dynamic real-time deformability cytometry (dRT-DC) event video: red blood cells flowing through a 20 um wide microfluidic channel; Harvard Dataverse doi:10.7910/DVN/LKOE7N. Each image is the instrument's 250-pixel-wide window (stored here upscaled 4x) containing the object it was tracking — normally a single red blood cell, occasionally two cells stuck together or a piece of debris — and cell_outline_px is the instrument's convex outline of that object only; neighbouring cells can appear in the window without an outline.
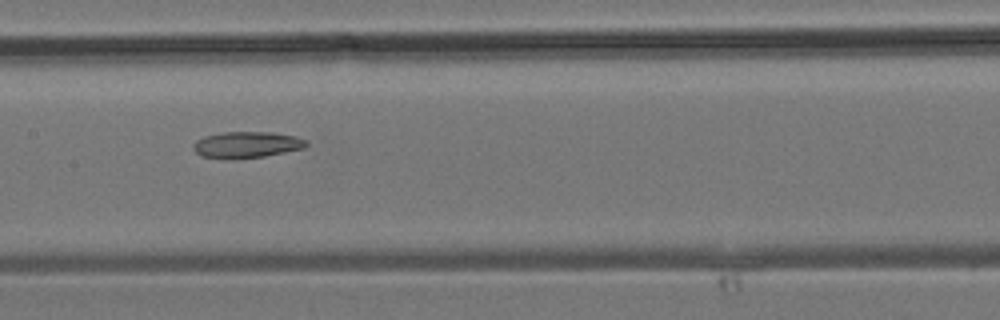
{"species": "common noctule bat (a hibernating species)", "species_latin": "Nyctalus noctula", "temperature_condition": "room temperature", "stored_images_in_passage": 16, "camera_frame_rate_fps": 3000, "um_per_image_px": 0.085, "animal": {"sex": "male", "body_mass_g": 19.2, "forearm_length_mm": 51.8}, "frame": {"image": 1, "passage_image": 7, "time_ms": 2.0, "image_size_px": [1000, 320], "cell_outline_px": [[308, 144], [304, 148], [264, 156], [232, 160], [224, 160], [200, 156], [192, 148], [192, 144], [196, 140], [204, 136], [224, 132], [272, 132], [296, 136], [308, 140]], "centroid_in_image_um": [20.93, 12.31], "position_along_channel_um": 186.5, "area_um2": 17.69}}